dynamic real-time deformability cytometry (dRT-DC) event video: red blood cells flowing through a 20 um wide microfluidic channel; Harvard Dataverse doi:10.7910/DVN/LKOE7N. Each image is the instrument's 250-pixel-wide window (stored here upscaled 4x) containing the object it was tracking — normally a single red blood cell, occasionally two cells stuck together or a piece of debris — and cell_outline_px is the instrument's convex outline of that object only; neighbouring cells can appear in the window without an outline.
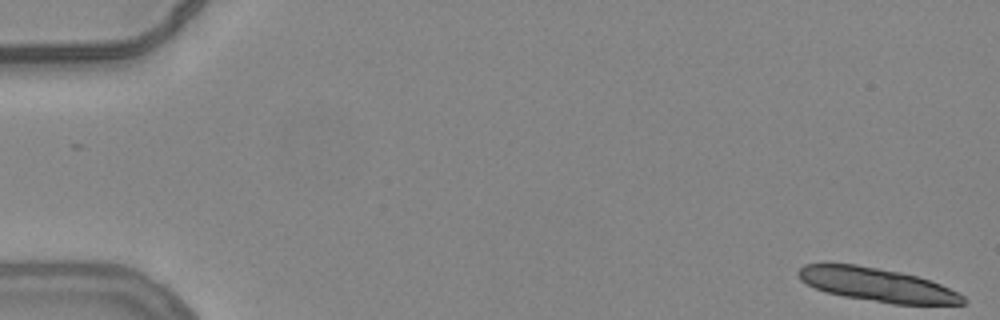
{"species": "common noctule bat (a hibernating species)", "species_latin": "Nyctalus noctula", "temperature_condition": "warm", "stored_images_in_passage": 16, "camera_frame_rate_fps": 3000, "um_per_image_px": 0.085, "animal": {"sex": "female", "body_mass_g": 24.6, "forearm_length_mm": 56.2}, "frame": {"image": 1, "passage_image": 1, "time_ms": 0.0, "image_size_px": [1000, 320], "cell_outline_px": [[968, 300], [964, 304], [892, 304], [844, 296], [824, 292], [800, 280], [796, 272], [804, 264], [824, 260], [856, 264], [900, 272], [916, 276], [940, 284], [960, 292]], "centroid_in_image_um": [74.48, 24.17], "position_along_channel_um": 10.5, "area_um2": 32.89}}